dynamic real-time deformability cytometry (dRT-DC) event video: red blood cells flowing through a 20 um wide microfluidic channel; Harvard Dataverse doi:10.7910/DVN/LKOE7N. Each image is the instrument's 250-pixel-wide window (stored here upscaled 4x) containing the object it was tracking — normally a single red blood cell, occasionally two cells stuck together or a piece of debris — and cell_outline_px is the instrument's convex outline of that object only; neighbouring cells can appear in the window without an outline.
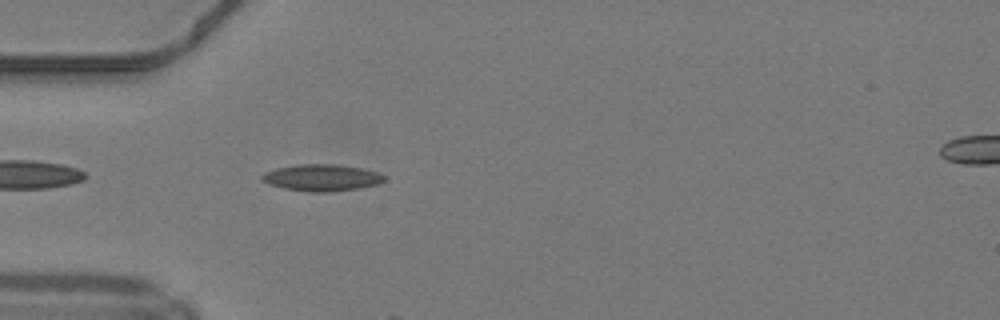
{"species": "common noctule bat (a hibernating species)", "species_latin": "Nyctalus noctula", "temperature_condition": "warm", "stored_images_in_passage": 4, "camera_frame_rate_fps": 3000, "um_per_image_px": 0.085, "animal": {"sex": "male", "body_mass_g": 19.2, "forearm_length_mm": 51.8}, "frame": {"image": 1, "passage_image": 3, "time_ms": 0.667, "image_size_px": [1000, 320], "cell_outline_px": [[384, 180], [376, 184], [360, 188], [328, 192], [308, 192], [284, 188], [268, 184], [260, 180], [260, 176], [264, 172], [276, 168], [296, 164], [336, 164], [360, 168], [376, 172], [384, 176]], "centroid_in_image_um": [27.27, 15.1], "position_along_channel_um": 57.7, "area_um2": 19.02}}